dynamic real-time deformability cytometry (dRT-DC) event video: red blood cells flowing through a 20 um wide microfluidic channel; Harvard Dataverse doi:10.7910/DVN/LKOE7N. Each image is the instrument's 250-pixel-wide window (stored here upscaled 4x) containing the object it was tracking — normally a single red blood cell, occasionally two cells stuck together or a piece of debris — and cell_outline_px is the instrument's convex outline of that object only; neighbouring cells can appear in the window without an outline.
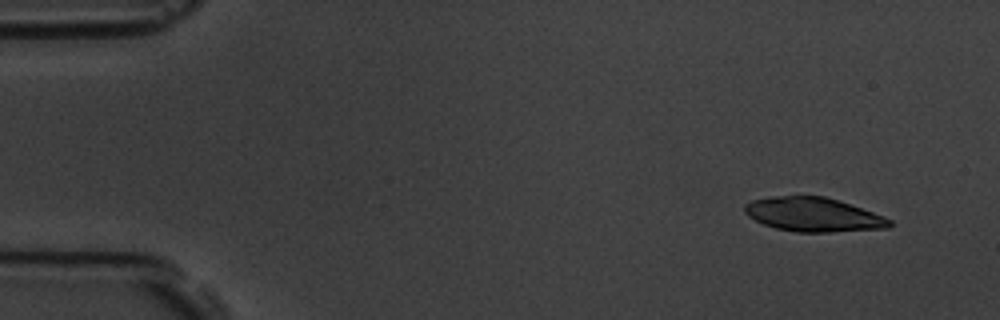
{"species": "common noctule bat (a hibernating species)", "species_latin": "Nyctalus noctula", "temperature_condition": "room temperature", "stored_images_in_passage": 4, "camera_frame_rate_fps": 3000, "um_per_image_px": 0.085, "animal": {"sex": "male", "body_mass_g": 19.5, "forearm_length_mm": 54.6}, "frame": {"image": 1, "passage_image": 1, "time_ms": 0.0, "image_size_px": [1000, 320], "cell_outline_px": [[892, 224], [888, 228], [828, 232], [796, 232], [776, 228], [764, 224], [748, 216], [744, 212], [744, 204], [752, 200], [772, 196], [824, 196], [884, 216], [892, 220]], "centroid_in_image_um": [69.1, 18.24], "position_along_channel_um": 15.9, "area_um2": 28.5}}
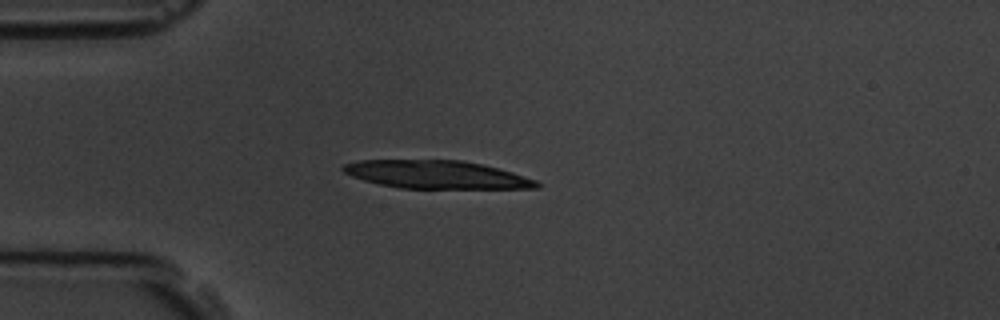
{"frame": {"image": 2, "passage_image": 4, "time_ms": 3.333, "image_size_px": [1000, 320], "cell_outline_px": [[540, 188], [400, 188], [380, 184], [364, 180], [352, 176], [344, 172], [340, 168], [344, 164], [360, 160], [460, 160], [480, 164], [512, 172], [536, 180], [540, 184]], "centroid_in_image_um": [37.08, 14.84], "position_along_channel_um": 47.9, "area_um2": 31.33}}